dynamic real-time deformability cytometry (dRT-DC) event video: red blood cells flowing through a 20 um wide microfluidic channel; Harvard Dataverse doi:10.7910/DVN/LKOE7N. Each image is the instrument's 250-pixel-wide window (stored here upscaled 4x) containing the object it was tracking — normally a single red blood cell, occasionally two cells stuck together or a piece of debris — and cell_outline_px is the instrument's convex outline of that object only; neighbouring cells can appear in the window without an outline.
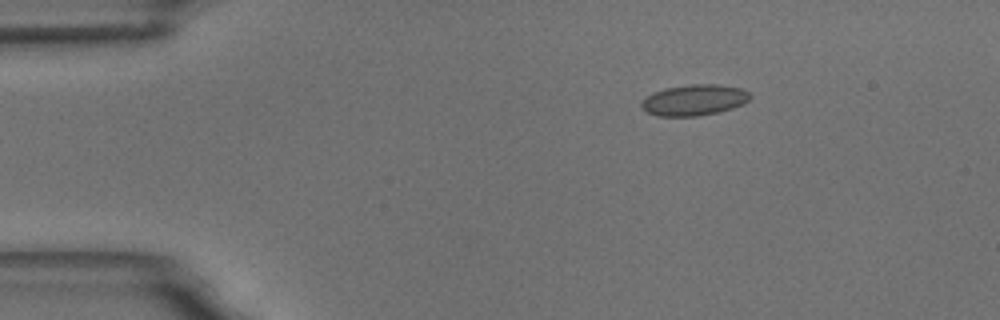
{"species": "common noctule bat (a hibernating species)", "species_latin": "Nyctalus noctula", "temperature_condition": "room temperature", "stored_images_in_passage": 49, "camera_frame_rate_fps": 3000, "um_per_image_px": 0.085, "animal": {"sex": "male", "body_mass_g": 18.8}, "frame": {"image": 1, "passage_image": 1, "time_ms": 0.0, "image_size_px": [1000, 320], "cell_outline_px": [[752, 96], [744, 104], [720, 112], [696, 116], [660, 116], [648, 112], [640, 108], [640, 104], [648, 96], [664, 88], [692, 84], [716, 84], [740, 88], [748, 92]], "centroid_in_image_um": [59.03, 8.51], "position_along_channel_um": 26.0, "area_um2": 19.48}}
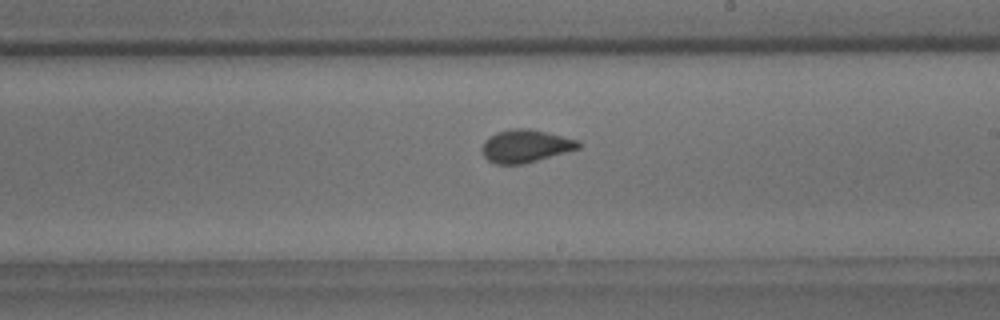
{"frame": {"image": 2, "passage_image": 25, "time_ms": 8.0, "image_size_px": [1000, 320], "cell_outline_px": [[580, 148], [524, 164], [496, 164], [488, 160], [484, 156], [480, 148], [484, 140], [496, 132], [512, 128], [532, 128], [580, 140]], "centroid_in_image_um": [44.66, 12.4], "position_along_channel_um": 244.3, "area_um2": 18.67}}
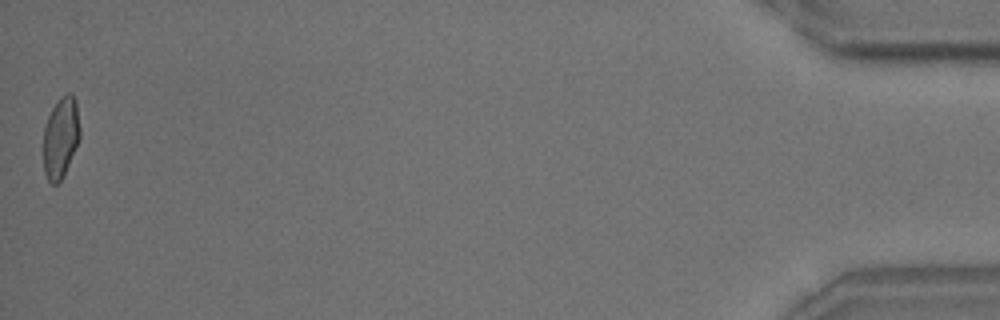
{"frame": {"image": 3, "passage_image": 49, "time_ms": 16.0, "image_size_px": [1000, 320], "cell_outline_px": [[80, 136], [64, 176], [56, 184], [52, 184], [48, 180], [44, 172], [44, 128], [48, 116], [52, 108], [60, 96], [68, 92], [72, 92], [76, 100], [80, 128]], "centroid_in_image_um": [5.17, 11.65], "position_along_channel_um": 430.0, "area_um2": 17.28}, "authors_computed_cell_mechanics": {"area_um2": 18.0336, "velocity_mm_per_s": 3.5129, "shape_relaxation_time_tau1_ms": 6.2328, "shape_relaxation_time_tau2_ms": null, "deformation_change_tau1": 0.1191, "deformation_change_tau2": null}}